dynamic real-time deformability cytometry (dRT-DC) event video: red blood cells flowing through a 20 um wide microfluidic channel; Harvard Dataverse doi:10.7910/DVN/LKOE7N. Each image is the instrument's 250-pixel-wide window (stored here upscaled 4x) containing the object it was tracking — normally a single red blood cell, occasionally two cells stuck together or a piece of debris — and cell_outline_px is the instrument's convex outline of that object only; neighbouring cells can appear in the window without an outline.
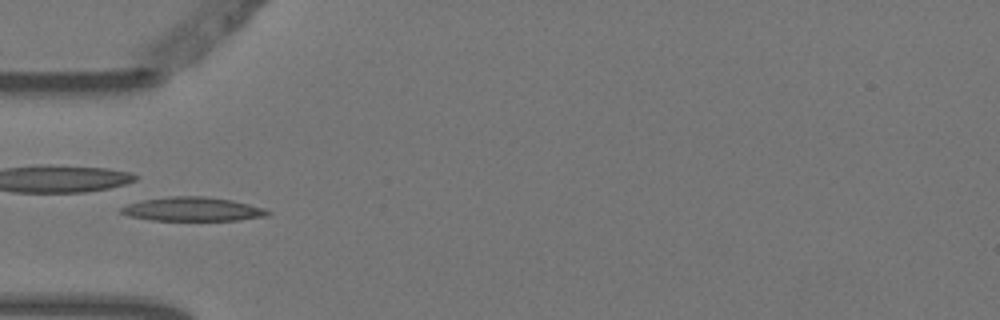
{"species": "Egyptian fruit bat (a non-hibernating species)", "species_latin": "Rousettus aegyptiacus", "temperature_condition": "warm", "stored_images_in_passage": 7, "camera_frame_rate_fps": 3000, "um_per_image_px": 0.085, "animal": {"sex": "female"}, "frame": {"image": 1, "passage_image": 5, "time_ms": 1.333, "image_size_px": [1000, 320], "cell_outline_px": [[272, 212], [268, 216], [240, 220], [152, 220], [128, 216], [120, 212], [120, 208], [128, 204], [140, 200], [168, 196], [204, 196], [232, 200], [264, 208]], "centroid_in_image_um": [16.37, 17.77], "position_along_channel_um": 68.6, "area_um2": 20.52}}
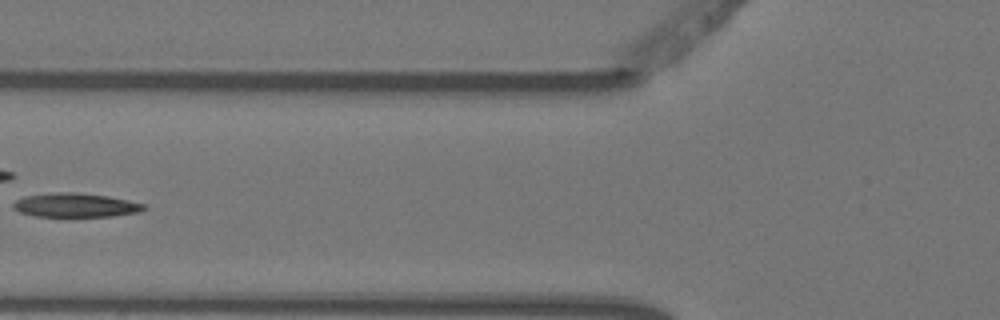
{"frame": {"image": 2, "passage_image": 6, "time_ms": 1.667, "image_size_px": [1000, 320], "cell_outline_px": [[148, 208], [140, 212], [112, 216], [32, 216], [20, 212], [12, 208], [12, 204], [16, 200], [24, 196], [56, 192], [80, 192], [108, 196], [128, 200], [144, 204]], "centroid_in_image_um": [6.41, 17.43], "position_along_channel_um": 119.4, "area_um2": 18.38}}
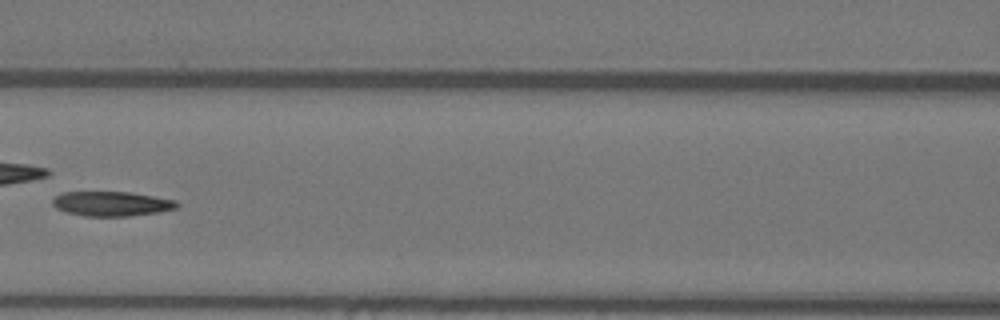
{"frame": {"image": 3, "passage_image": 7, "time_ms": 2.0, "image_size_px": [1000, 320], "cell_outline_px": [[180, 204], [176, 208], [156, 212], [128, 216], [84, 216], [68, 212], [56, 208], [52, 204], [52, 200], [56, 196], [64, 192], [128, 192], [176, 200]], "centroid_in_image_um": [9.47, 17.31], "position_along_channel_um": 157.1, "area_um2": 17.63}}